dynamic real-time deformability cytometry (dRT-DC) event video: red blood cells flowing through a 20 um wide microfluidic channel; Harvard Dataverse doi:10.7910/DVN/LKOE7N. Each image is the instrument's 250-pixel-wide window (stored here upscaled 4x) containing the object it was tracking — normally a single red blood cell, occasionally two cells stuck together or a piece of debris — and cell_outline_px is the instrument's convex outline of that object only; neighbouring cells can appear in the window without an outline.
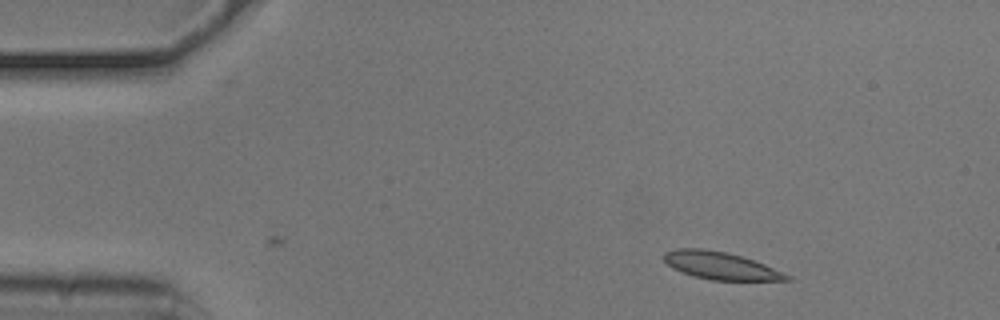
{"species": "common noctule bat (a hibernating species)", "species_latin": "Nyctalus noctula", "temperature_condition": "cold", "stored_images_in_passage": 39, "camera_frame_rate_fps": 3000, "um_per_image_px": 0.085, "animal": {"sex": "male", "body_mass_g": 20.5, "forearm_length_mm": 52.5}, "frame": {"image": 1, "passage_image": 1, "time_ms": 0.0, "image_size_px": [1000, 320], "cell_outline_px": [[792, 280], [712, 280], [692, 276], [672, 268], [664, 260], [664, 252], [676, 248], [700, 248], [724, 252], [740, 256], [764, 264], [792, 276]], "centroid_in_image_um": [61.22, 22.58], "position_along_channel_um": 23.8, "area_um2": 19.48}}
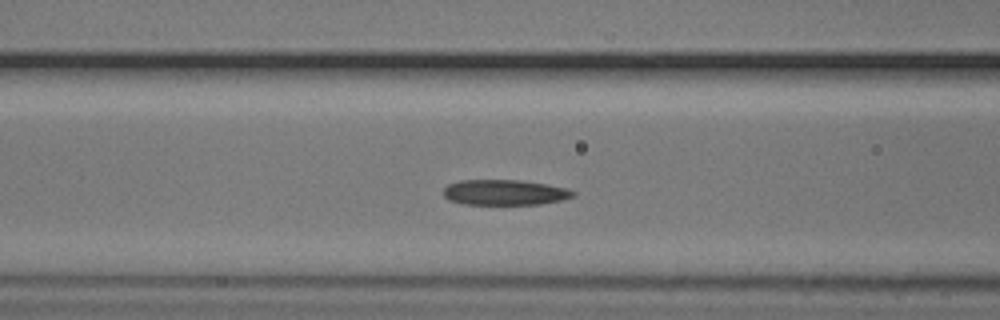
{"frame": {"image": 2, "passage_image": 15, "time_ms": 4.667, "image_size_px": [1000, 320], "cell_outline_px": [[576, 192], [572, 196], [560, 200], [540, 204], [464, 204], [448, 200], [444, 196], [444, 188], [448, 184], [460, 180], [516, 180], [544, 184], [564, 188]], "centroid_in_image_um": [42.83, 16.35], "position_along_channel_um": 123.8, "area_um2": 18.9}}
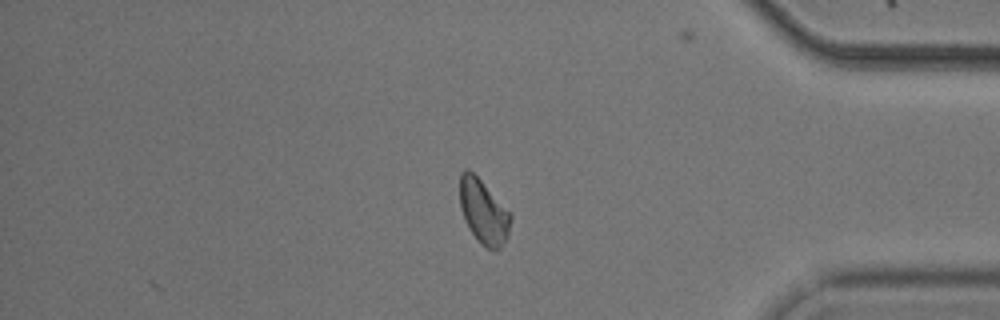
{"frame": {"image": 3, "passage_image": 39, "time_ms": 12.667, "image_size_px": [1000, 320], "cell_outline_px": [[512, 216], [508, 236], [500, 248], [496, 252], [492, 252], [480, 244], [476, 240], [468, 228], [460, 208], [460, 172], [464, 168], [468, 168], [512, 212]], "centroid_in_image_um": [41.11, 18.03], "position_along_channel_um": 394.1, "area_um2": 19.48}, "authors_computed_cell_mechanics": {"area_um2": 19.5364, "velocity_mm_per_s": 3.7077, "shape_relaxation_time_tau1_ms": 6.2253, "shape_relaxation_time_tau2_ms": null, "deformation_change_tau1": 0.1182, "deformation_change_tau2": null}}